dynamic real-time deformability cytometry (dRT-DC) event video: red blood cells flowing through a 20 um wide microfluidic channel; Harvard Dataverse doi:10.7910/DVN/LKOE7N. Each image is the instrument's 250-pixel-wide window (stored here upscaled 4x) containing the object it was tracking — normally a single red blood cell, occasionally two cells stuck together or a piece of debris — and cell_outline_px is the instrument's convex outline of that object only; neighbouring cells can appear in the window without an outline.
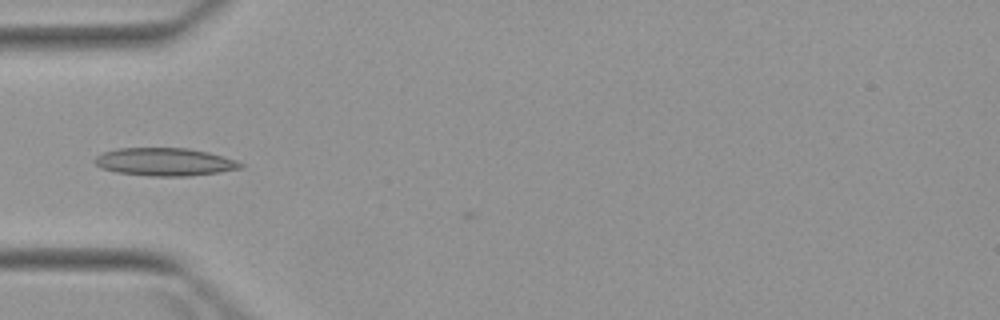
{"species": "Egyptian fruit bat (a non-hibernating species)", "species_latin": "Rousettus aegyptiacus", "temperature_condition": "warm", "stored_images_in_passage": 5, "camera_frame_rate_fps": 3000, "um_per_image_px": 0.085, "animal": {"sex": "female"}, "frame": {"image": 1, "passage_image": 4, "time_ms": 4.0, "image_size_px": [1000, 320], "cell_outline_px": [[244, 168], [188, 176], [148, 176], [116, 172], [100, 168], [92, 160], [96, 156], [104, 152], [116, 148], [188, 148], [208, 152], [236, 160], [244, 164]], "centroid_in_image_um": [13.98, 13.76], "position_along_channel_um": 71.0, "area_um2": 23.76}}
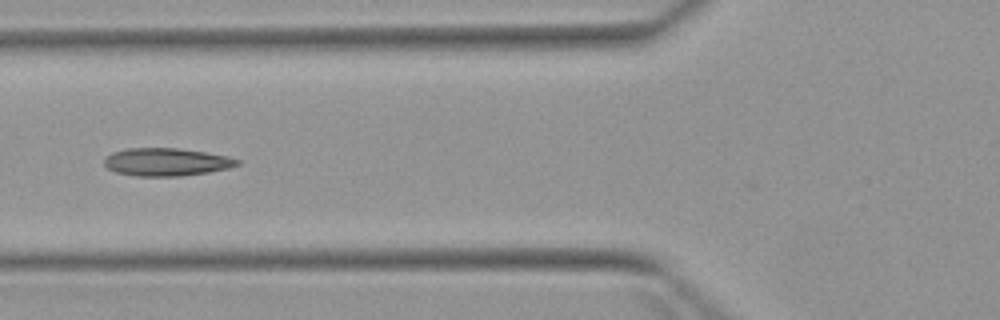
{"frame": {"image": 2, "passage_image": 5, "time_ms": 5.0, "image_size_px": [1000, 320], "cell_outline_px": [[240, 164], [228, 168], [208, 172], [180, 176], [136, 176], [116, 172], [108, 168], [104, 164], [104, 160], [112, 152], [128, 148], [176, 148], [204, 152], [228, 156], [240, 160]], "centroid_in_image_um": [14.15, 13.77], "position_along_channel_um": 111.7, "area_um2": 21.44}}